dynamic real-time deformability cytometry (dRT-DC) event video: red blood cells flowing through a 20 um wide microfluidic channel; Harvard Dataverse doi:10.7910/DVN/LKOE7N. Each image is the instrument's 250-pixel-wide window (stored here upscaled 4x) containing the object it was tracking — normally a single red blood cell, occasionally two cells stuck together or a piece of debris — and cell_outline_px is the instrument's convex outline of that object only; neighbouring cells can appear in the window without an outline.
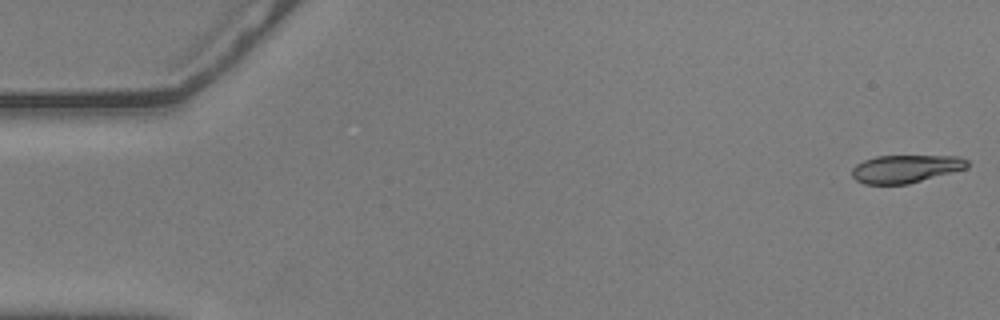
{"species": "common noctule bat (a hibernating species)", "species_latin": "Nyctalus noctula", "temperature_condition": "warm", "stored_images_in_passage": 28, "camera_frame_rate_fps": 3000, "um_per_image_px": 0.085, "animal": {"sex": "male", "body_mass_g": 20.5, "forearm_length_mm": 52.5}, "frame": {"image": 1, "passage_image": 1, "time_ms": 0.0, "image_size_px": [1000, 320], "cell_outline_px": [[968, 168], [908, 184], [864, 184], [856, 180], [852, 176], [852, 168], [856, 164], [864, 160], [876, 156], [956, 156], [968, 160]], "centroid_in_image_um": [76.97, 14.35], "position_along_channel_um": 8.0, "area_um2": 18.73}}
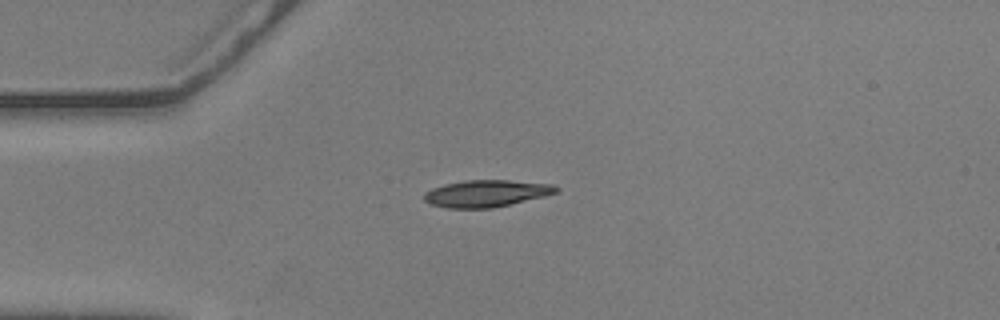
{"frame": {"image": 2, "passage_image": 14, "time_ms": 4.333, "image_size_px": [1000, 320], "cell_outline_px": [[560, 188], [556, 192], [544, 196], [492, 208], [448, 208], [428, 204], [424, 200], [424, 192], [432, 188], [444, 184], [464, 180], [508, 180], [552, 184]], "centroid_in_image_um": [41.29, 16.44], "position_along_channel_um": 43.7, "area_um2": 20.69}}
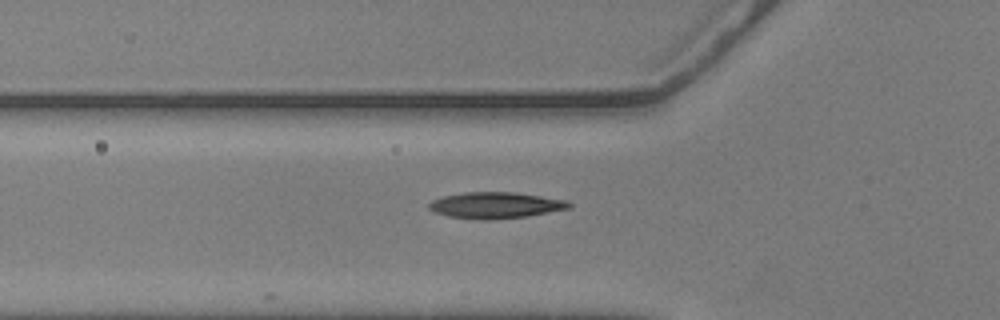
{"frame": {"image": 3, "passage_image": 19, "time_ms": 6.0, "image_size_px": [1000, 320], "cell_outline_px": [[572, 208], [528, 216], [492, 220], [480, 220], [448, 216], [436, 212], [428, 208], [428, 204], [432, 200], [444, 196], [464, 192], [512, 192], [568, 200], [572, 204]], "centroid_in_image_um": [42.15, 17.45], "position_along_channel_um": 83.7, "area_um2": 21.5}}